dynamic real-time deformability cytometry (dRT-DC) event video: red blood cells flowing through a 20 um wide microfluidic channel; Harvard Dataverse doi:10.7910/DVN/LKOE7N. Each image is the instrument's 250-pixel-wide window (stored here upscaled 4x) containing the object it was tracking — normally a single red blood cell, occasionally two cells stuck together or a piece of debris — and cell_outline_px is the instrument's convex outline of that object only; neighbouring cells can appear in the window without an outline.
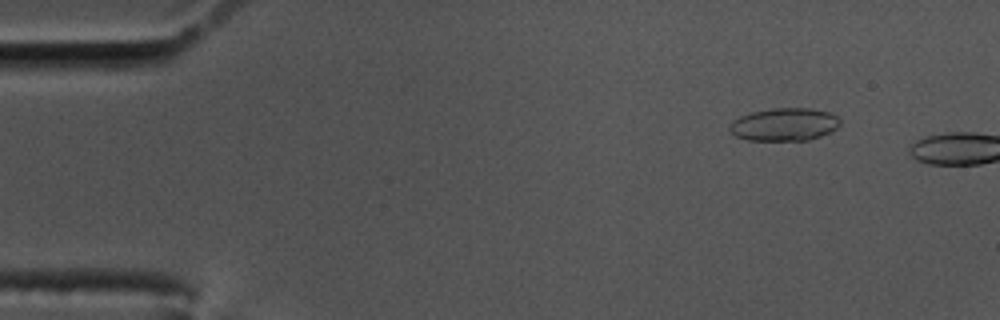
{"species": "common noctule bat (a hibernating species)", "species_latin": "Nyctalus noctula", "temperature_condition": "cold", "stored_images_in_passage": 9, "camera_frame_rate_fps": 3000, "um_per_image_px": 0.085, "animal": {"sex": "male", "body_mass_g": 17.5, "forearm_length_mm": 52.3}, "frame": {"image": 1, "passage_image": 7, "time_ms": 2.0, "image_size_px": [1000, 320], "cell_outline_px": [[840, 124], [836, 128], [820, 136], [808, 140], [748, 140], [736, 136], [728, 128], [732, 120], [740, 116], [752, 112], [772, 108], [812, 108], [828, 112], [836, 116], [840, 120]], "centroid_in_image_um": [66.65, 10.57], "position_along_channel_um": 18.4, "area_um2": 21.04}}